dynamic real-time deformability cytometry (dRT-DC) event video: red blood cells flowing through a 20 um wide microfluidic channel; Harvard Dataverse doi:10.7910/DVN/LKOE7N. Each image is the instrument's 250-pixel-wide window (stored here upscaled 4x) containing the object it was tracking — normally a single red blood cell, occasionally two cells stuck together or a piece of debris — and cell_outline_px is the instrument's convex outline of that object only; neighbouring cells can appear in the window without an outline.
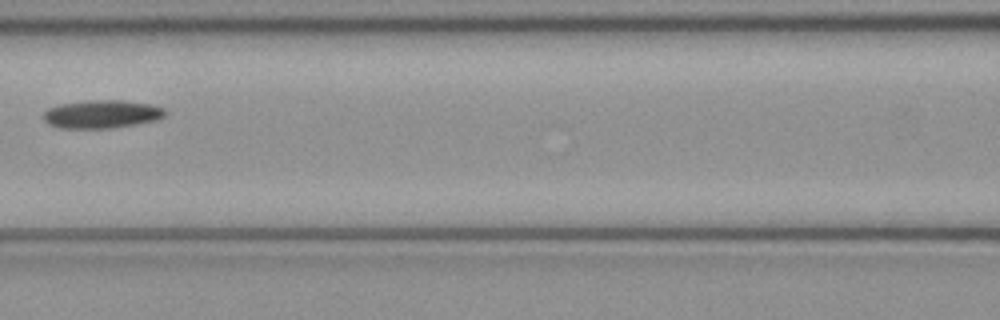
{"species": "common noctule bat (a hibernating species)", "species_latin": "Nyctalus noctula", "temperature_condition": "cold", "stored_images_in_passage": 7, "camera_frame_rate_fps": 3000, "um_per_image_px": 0.085, "animal": {"sex": "female", "body_mass_g": 21.9}, "frame": {"image": 1, "passage_image": 6, "time_ms": 1.667, "image_size_px": [1000, 320], "cell_outline_px": [[168, 112], [164, 116], [156, 120], [136, 124], [112, 128], [60, 128], [48, 124], [44, 120], [44, 112], [48, 108], [60, 104], [88, 100], [124, 100], [152, 104], [164, 108]], "centroid_in_image_um": [8.68, 9.69], "position_along_channel_um": 157.9, "area_um2": 20.11}}
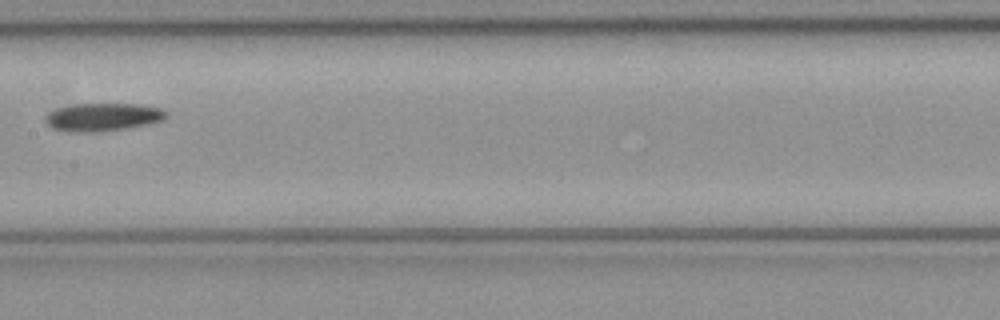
{"frame": {"image": 2, "passage_image": 7, "time_ms": 2.0, "image_size_px": [1000, 320], "cell_outline_px": [[168, 116], [164, 120], [152, 124], [128, 128], [100, 132], [68, 132], [52, 128], [44, 120], [44, 116], [48, 112], [56, 108], [76, 104], [140, 104], [160, 108], [168, 112]], "centroid_in_image_um": [8.76, 9.96], "position_along_channel_um": 198.6, "area_um2": 20.11}}